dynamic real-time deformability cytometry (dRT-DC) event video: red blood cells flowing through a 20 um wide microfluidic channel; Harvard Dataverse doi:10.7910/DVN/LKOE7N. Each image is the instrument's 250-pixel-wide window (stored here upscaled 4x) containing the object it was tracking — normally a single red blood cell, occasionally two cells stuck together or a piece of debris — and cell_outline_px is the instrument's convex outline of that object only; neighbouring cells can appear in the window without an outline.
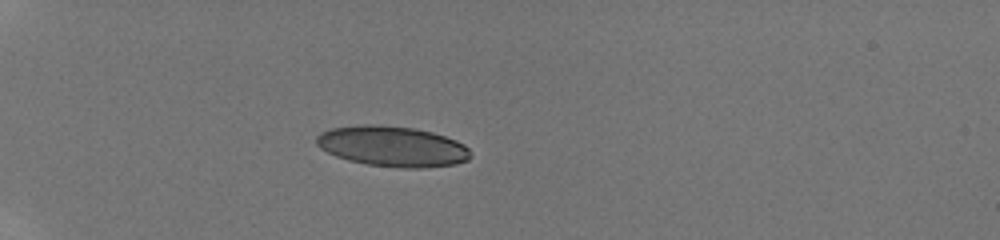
{"species": "human", "species_latin": "Homo sapiens", "temperature_condition": "room temperature", "stored_images_in_passage": 19, "camera_frame_rate_fps": 3000, "um_per_image_px": 0.085, "donor": {"sex": "male"}, "frame": {"image": 1, "passage_image": 1, "time_ms": 0.0, "image_size_px": [1000, 240], "cell_outline_px": [[472, 156], [468, 160], [456, 164], [420, 168], [400, 168], [368, 164], [348, 160], [336, 156], [320, 148], [316, 144], [316, 136], [320, 132], [332, 128], [364, 124], [372, 124], [412, 128], [432, 132], [456, 140], [464, 144], [468, 148]], "centroid_in_image_um": [33.36, 12.44], "position_along_channel_um": 51.6, "area_um2": 36.3}}
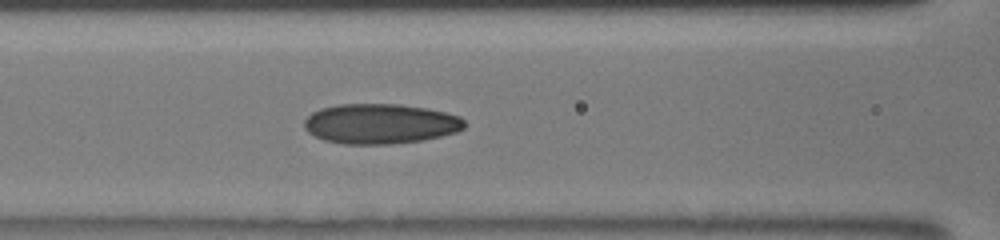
{"frame": {"image": 2, "passage_image": 13, "time_ms": 3.0, "image_size_px": [1000, 240], "cell_outline_px": [[464, 128], [456, 132], [424, 140], [392, 144], [344, 144], [324, 140], [308, 132], [304, 128], [304, 120], [312, 112], [320, 108], [336, 104], [400, 104], [428, 108], [460, 116], [464, 120]], "centroid_in_image_um": [32.31, 10.51], "position_along_channel_um": 134.3, "area_um2": 37.57}}
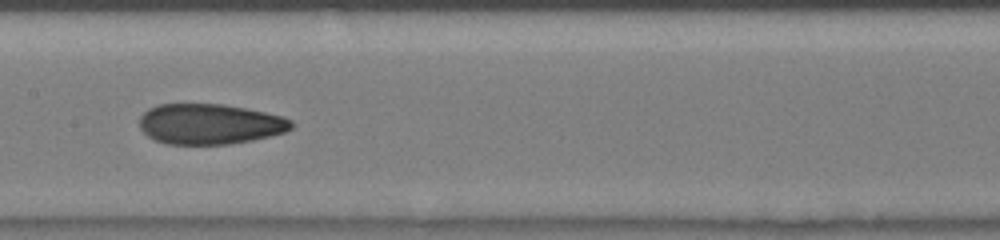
{"frame": {"image": 3, "passage_image": 18, "time_ms": 4.333, "image_size_px": [1000, 240], "cell_outline_px": [[296, 124], [292, 128], [284, 132], [252, 140], [228, 144], [168, 144], [156, 140], [148, 136], [140, 128], [140, 116], [148, 108], [160, 104], [224, 104], [284, 116], [292, 120]], "centroid_in_image_um": [17.85, 10.54], "position_along_channel_um": 189.6, "area_um2": 35.78}}